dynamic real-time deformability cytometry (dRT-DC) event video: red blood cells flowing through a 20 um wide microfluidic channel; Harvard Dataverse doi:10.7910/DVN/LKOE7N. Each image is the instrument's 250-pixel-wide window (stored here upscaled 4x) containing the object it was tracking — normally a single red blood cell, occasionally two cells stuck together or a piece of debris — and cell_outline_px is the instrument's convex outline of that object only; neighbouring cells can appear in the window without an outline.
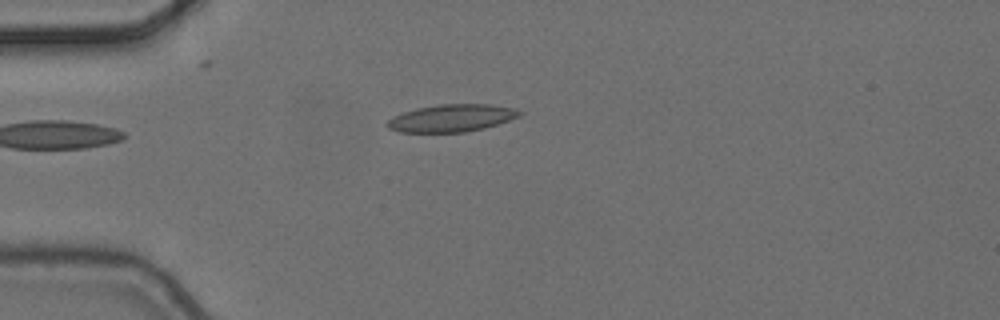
{"species": "common noctule bat (a hibernating species)", "species_latin": "Nyctalus noctula", "temperature_condition": "cold", "stored_images_in_passage": 2, "camera_frame_rate_fps": 3000, "um_per_image_px": 0.085, "animal": {"sex": "female", "body_mass_g": 24.6, "forearm_length_mm": 56.2}, "frame": {"image": 1, "passage_image": 2, "time_ms": 0.333, "image_size_px": [1000, 320], "cell_outline_px": [[524, 112], [520, 116], [484, 128], [464, 132], [400, 132], [388, 128], [384, 124], [392, 116], [416, 108], [440, 104], [492, 104], [516, 108]], "centroid_in_image_um": [38.38, 10.03], "position_along_channel_um": 46.6, "area_um2": 21.21}}